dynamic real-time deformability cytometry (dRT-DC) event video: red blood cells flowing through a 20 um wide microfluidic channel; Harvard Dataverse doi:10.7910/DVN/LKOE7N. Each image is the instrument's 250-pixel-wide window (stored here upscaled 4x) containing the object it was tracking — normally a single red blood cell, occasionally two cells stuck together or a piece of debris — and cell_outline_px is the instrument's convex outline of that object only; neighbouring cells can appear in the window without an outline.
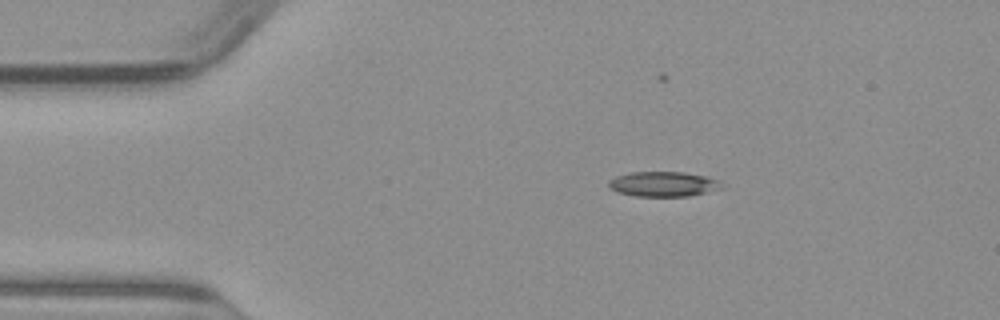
{"species": "common noctule bat (a hibernating species)", "species_latin": "Nyctalus noctula", "temperature_condition": "warm", "stored_images_in_passage": 42, "camera_frame_rate_fps": 3000, "um_per_image_px": 0.085, "animal": {"sex": "male", "body_mass_g": 23.1, "forearm_length_mm": 52.7}, "frame": {"image": 1, "passage_image": 1, "time_ms": 0.0, "image_size_px": [1000, 320], "cell_outline_px": [[724, 188], [688, 196], [636, 196], [620, 192], [608, 188], [608, 180], [616, 176], [632, 172], [684, 172], [708, 176], [720, 180], [724, 184]], "centroid_in_image_um": [56.43, 15.64], "position_along_channel_um": 28.6, "area_um2": 16.59}}
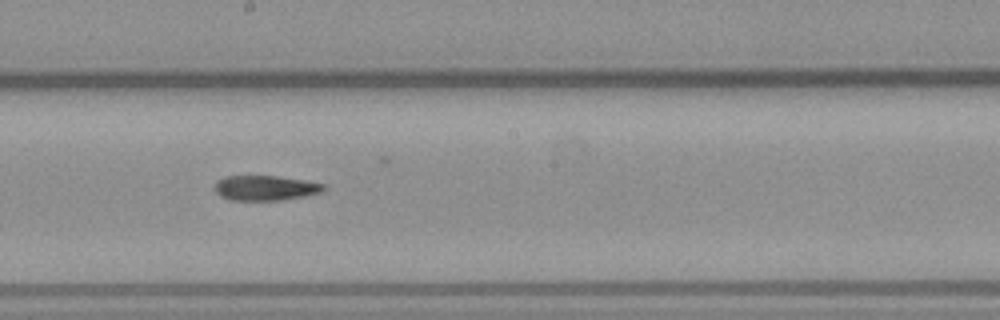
{"frame": {"image": 2, "passage_image": 19, "time_ms": 6.0, "image_size_px": [1000, 320], "cell_outline_px": [[328, 188], [320, 192], [308, 196], [284, 200], [228, 200], [220, 196], [216, 192], [216, 180], [224, 176], [276, 176], [304, 180], [328, 184]], "centroid_in_image_um": [22.61, 15.98], "position_along_channel_um": 225.6, "area_um2": 16.13}}
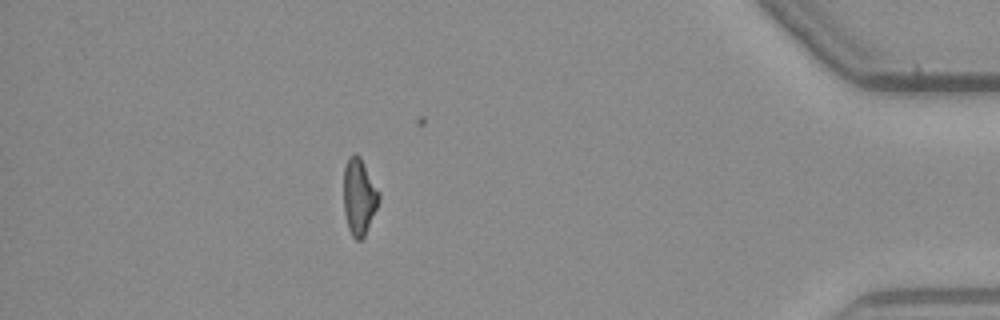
{"frame": {"image": 3, "passage_image": 36, "time_ms": 11.667, "image_size_px": [1000, 320], "cell_outline_px": [[380, 200], [364, 236], [360, 240], [356, 240], [352, 236], [348, 228], [344, 212], [344, 168], [348, 156], [356, 152], [360, 156], [380, 192]], "centroid_in_image_um": [30.52, 16.68], "position_along_channel_um": 404.7, "area_um2": 15.78}}